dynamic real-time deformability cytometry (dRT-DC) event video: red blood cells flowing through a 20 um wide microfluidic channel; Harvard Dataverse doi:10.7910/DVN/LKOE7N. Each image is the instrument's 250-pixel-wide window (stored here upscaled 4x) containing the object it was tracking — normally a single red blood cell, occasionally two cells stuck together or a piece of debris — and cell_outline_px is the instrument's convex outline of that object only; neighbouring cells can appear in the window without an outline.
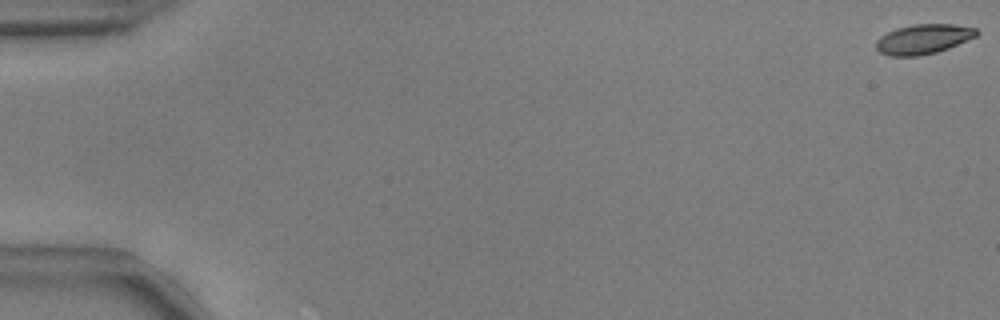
{"species": "common noctule bat (a hibernating species)", "species_latin": "Nyctalus noctula", "temperature_condition": "warm", "stored_images_in_passage": 55, "camera_frame_rate_fps": 3000, "um_per_image_px": 0.085, "animal": {"sex": "male", "body_mass_g": 17.9, "forearm_length_mm": 54.2}, "frame": {"image": 1, "passage_image": 1, "time_ms": 0.0, "image_size_px": [1000, 320], "cell_outline_px": [[980, 32], [976, 36], [948, 48], [936, 52], [916, 56], [888, 56], [880, 52], [876, 48], [876, 40], [880, 36], [896, 28], [912, 24], [952, 24], [976, 28]], "centroid_in_image_um": [78.46, 3.32], "position_along_channel_um": 6.5, "area_um2": 17.4}}
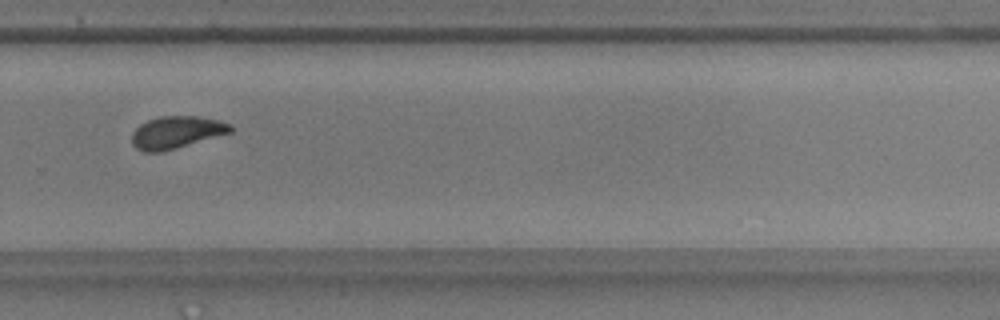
{"frame": {"image": 2, "passage_image": 39, "time_ms": 12.667, "image_size_px": [1000, 320], "cell_outline_px": [[232, 132], [176, 148], [160, 152], [144, 152], [136, 148], [132, 144], [132, 132], [140, 124], [148, 120], [160, 116], [196, 116], [216, 120], [232, 124]], "centroid_in_image_um": [14.97, 11.25], "position_along_channel_um": 314.8, "area_um2": 18.44}}
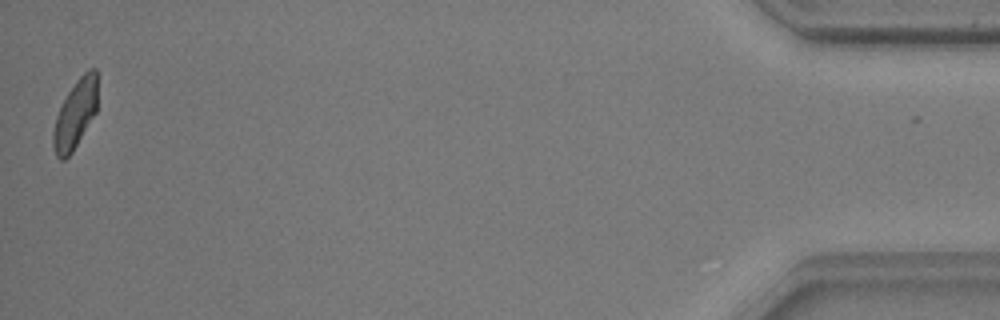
{"frame": {"image": 3, "passage_image": 55, "time_ms": 18.0, "image_size_px": [1000, 320], "cell_outline_px": [[96, 112], [72, 152], [64, 160], [60, 160], [56, 156], [52, 144], [52, 132], [56, 116], [68, 92], [76, 80], [88, 68], [96, 68]], "centroid_in_image_um": [6.37, 9.72], "position_along_channel_um": 428.8, "area_um2": 17.51}, "authors_computed_cell_mechanics": {"area_um2": 18.3804, "velocity_mm_per_s": 3.7358, "shape_relaxation_time_tau1_ms": 4.5292, "shape_relaxation_time_tau2_ms": 1.908, "deformation_change_tau1": 0.1233, "deformation_change_tau2": 0.0776}}